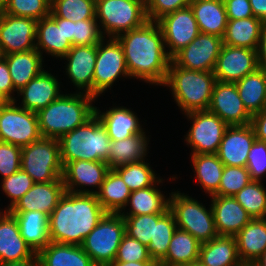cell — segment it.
<instances>
[{
  "label": "cell",
  "mask_w": 266,
  "mask_h": 266,
  "mask_svg": "<svg viewBox=\"0 0 266 266\" xmlns=\"http://www.w3.org/2000/svg\"><path fill=\"white\" fill-rule=\"evenodd\" d=\"M125 56L130 79L162 86L166 80L171 57L165 47L162 30L156 21H147L117 37Z\"/></svg>",
  "instance_id": "cell-1"
},
{
  "label": "cell",
  "mask_w": 266,
  "mask_h": 266,
  "mask_svg": "<svg viewBox=\"0 0 266 266\" xmlns=\"http://www.w3.org/2000/svg\"><path fill=\"white\" fill-rule=\"evenodd\" d=\"M106 213L96 194L65 191L49 215L50 242L81 246Z\"/></svg>",
  "instance_id": "cell-2"
},
{
  "label": "cell",
  "mask_w": 266,
  "mask_h": 266,
  "mask_svg": "<svg viewBox=\"0 0 266 266\" xmlns=\"http://www.w3.org/2000/svg\"><path fill=\"white\" fill-rule=\"evenodd\" d=\"M95 101L97 99L87 93H62L36 113L41 136L59 139L83 125L95 114Z\"/></svg>",
  "instance_id": "cell-3"
},
{
  "label": "cell",
  "mask_w": 266,
  "mask_h": 266,
  "mask_svg": "<svg viewBox=\"0 0 266 266\" xmlns=\"http://www.w3.org/2000/svg\"><path fill=\"white\" fill-rule=\"evenodd\" d=\"M216 81L214 72L188 70L171 61L162 86L169 88L181 113L187 114L208 110Z\"/></svg>",
  "instance_id": "cell-4"
},
{
  "label": "cell",
  "mask_w": 266,
  "mask_h": 266,
  "mask_svg": "<svg viewBox=\"0 0 266 266\" xmlns=\"http://www.w3.org/2000/svg\"><path fill=\"white\" fill-rule=\"evenodd\" d=\"M58 141L63 166L75 160L108 162L111 140L96 114Z\"/></svg>",
  "instance_id": "cell-5"
},
{
  "label": "cell",
  "mask_w": 266,
  "mask_h": 266,
  "mask_svg": "<svg viewBox=\"0 0 266 266\" xmlns=\"http://www.w3.org/2000/svg\"><path fill=\"white\" fill-rule=\"evenodd\" d=\"M169 194V211L174 215L177 228L190 233L200 243L218 236L211 204L207 209L198 199L178 190Z\"/></svg>",
  "instance_id": "cell-6"
},
{
  "label": "cell",
  "mask_w": 266,
  "mask_h": 266,
  "mask_svg": "<svg viewBox=\"0 0 266 266\" xmlns=\"http://www.w3.org/2000/svg\"><path fill=\"white\" fill-rule=\"evenodd\" d=\"M96 20L103 37L141 27L148 21L146 0H104L96 4Z\"/></svg>",
  "instance_id": "cell-7"
},
{
  "label": "cell",
  "mask_w": 266,
  "mask_h": 266,
  "mask_svg": "<svg viewBox=\"0 0 266 266\" xmlns=\"http://www.w3.org/2000/svg\"><path fill=\"white\" fill-rule=\"evenodd\" d=\"M125 234L124 218L119 213H106L81 246L95 266H110Z\"/></svg>",
  "instance_id": "cell-8"
},
{
  "label": "cell",
  "mask_w": 266,
  "mask_h": 266,
  "mask_svg": "<svg viewBox=\"0 0 266 266\" xmlns=\"http://www.w3.org/2000/svg\"><path fill=\"white\" fill-rule=\"evenodd\" d=\"M21 169L34 183L56 181L63 176L58 139L41 138L22 147Z\"/></svg>",
  "instance_id": "cell-9"
},
{
  "label": "cell",
  "mask_w": 266,
  "mask_h": 266,
  "mask_svg": "<svg viewBox=\"0 0 266 266\" xmlns=\"http://www.w3.org/2000/svg\"><path fill=\"white\" fill-rule=\"evenodd\" d=\"M123 77L130 79L121 43L115 37H104L97 44V56L93 77V96L96 99L111 90ZM104 93V94H103Z\"/></svg>",
  "instance_id": "cell-10"
},
{
  "label": "cell",
  "mask_w": 266,
  "mask_h": 266,
  "mask_svg": "<svg viewBox=\"0 0 266 266\" xmlns=\"http://www.w3.org/2000/svg\"><path fill=\"white\" fill-rule=\"evenodd\" d=\"M184 116L191 121L184 137L186 145L191 148L190 155L216 154L229 126L209 110L193 111Z\"/></svg>",
  "instance_id": "cell-11"
},
{
  "label": "cell",
  "mask_w": 266,
  "mask_h": 266,
  "mask_svg": "<svg viewBox=\"0 0 266 266\" xmlns=\"http://www.w3.org/2000/svg\"><path fill=\"white\" fill-rule=\"evenodd\" d=\"M41 138L35 112L18 106L17 101L0 107V141L22 148Z\"/></svg>",
  "instance_id": "cell-12"
},
{
  "label": "cell",
  "mask_w": 266,
  "mask_h": 266,
  "mask_svg": "<svg viewBox=\"0 0 266 266\" xmlns=\"http://www.w3.org/2000/svg\"><path fill=\"white\" fill-rule=\"evenodd\" d=\"M223 46V38L200 33L186 47L177 52L171 61L188 70L213 72Z\"/></svg>",
  "instance_id": "cell-13"
},
{
  "label": "cell",
  "mask_w": 266,
  "mask_h": 266,
  "mask_svg": "<svg viewBox=\"0 0 266 266\" xmlns=\"http://www.w3.org/2000/svg\"><path fill=\"white\" fill-rule=\"evenodd\" d=\"M157 22L163 33L166 51L171 58L200 34L190 6L169 13Z\"/></svg>",
  "instance_id": "cell-14"
},
{
  "label": "cell",
  "mask_w": 266,
  "mask_h": 266,
  "mask_svg": "<svg viewBox=\"0 0 266 266\" xmlns=\"http://www.w3.org/2000/svg\"><path fill=\"white\" fill-rule=\"evenodd\" d=\"M110 169L105 161L67 162L63 166L62 176L65 191L77 194H96Z\"/></svg>",
  "instance_id": "cell-15"
},
{
  "label": "cell",
  "mask_w": 266,
  "mask_h": 266,
  "mask_svg": "<svg viewBox=\"0 0 266 266\" xmlns=\"http://www.w3.org/2000/svg\"><path fill=\"white\" fill-rule=\"evenodd\" d=\"M37 21L0 13V56L36 49Z\"/></svg>",
  "instance_id": "cell-16"
},
{
  "label": "cell",
  "mask_w": 266,
  "mask_h": 266,
  "mask_svg": "<svg viewBox=\"0 0 266 266\" xmlns=\"http://www.w3.org/2000/svg\"><path fill=\"white\" fill-rule=\"evenodd\" d=\"M258 68L257 50L223 44L213 72L217 81L235 83Z\"/></svg>",
  "instance_id": "cell-17"
},
{
  "label": "cell",
  "mask_w": 266,
  "mask_h": 266,
  "mask_svg": "<svg viewBox=\"0 0 266 266\" xmlns=\"http://www.w3.org/2000/svg\"><path fill=\"white\" fill-rule=\"evenodd\" d=\"M208 110L228 126L251 124L252 115L242 103L235 83L216 81Z\"/></svg>",
  "instance_id": "cell-18"
},
{
  "label": "cell",
  "mask_w": 266,
  "mask_h": 266,
  "mask_svg": "<svg viewBox=\"0 0 266 266\" xmlns=\"http://www.w3.org/2000/svg\"><path fill=\"white\" fill-rule=\"evenodd\" d=\"M97 56V45L72 46L61 59L69 82L78 93H87L93 96V77Z\"/></svg>",
  "instance_id": "cell-19"
},
{
  "label": "cell",
  "mask_w": 266,
  "mask_h": 266,
  "mask_svg": "<svg viewBox=\"0 0 266 266\" xmlns=\"http://www.w3.org/2000/svg\"><path fill=\"white\" fill-rule=\"evenodd\" d=\"M59 81L57 75L55 76L50 70L44 69L38 76L17 91L15 101H19L21 98L18 106L37 113L63 93L60 85L62 82Z\"/></svg>",
  "instance_id": "cell-20"
},
{
  "label": "cell",
  "mask_w": 266,
  "mask_h": 266,
  "mask_svg": "<svg viewBox=\"0 0 266 266\" xmlns=\"http://www.w3.org/2000/svg\"><path fill=\"white\" fill-rule=\"evenodd\" d=\"M255 140L251 124L229 126L216 154L224 166L246 167L247 156Z\"/></svg>",
  "instance_id": "cell-21"
},
{
  "label": "cell",
  "mask_w": 266,
  "mask_h": 266,
  "mask_svg": "<svg viewBox=\"0 0 266 266\" xmlns=\"http://www.w3.org/2000/svg\"><path fill=\"white\" fill-rule=\"evenodd\" d=\"M64 193L62 178L52 182L34 183L9 211L11 213L39 211L49 216Z\"/></svg>",
  "instance_id": "cell-22"
},
{
  "label": "cell",
  "mask_w": 266,
  "mask_h": 266,
  "mask_svg": "<svg viewBox=\"0 0 266 266\" xmlns=\"http://www.w3.org/2000/svg\"><path fill=\"white\" fill-rule=\"evenodd\" d=\"M35 254L21 236L15 216L9 210H0V263L23 261Z\"/></svg>",
  "instance_id": "cell-23"
},
{
  "label": "cell",
  "mask_w": 266,
  "mask_h": 266,
  "mask_svg": "<svg viewBox=\"0 0 266 266\" xmlns=\"http://www.w3.org/2000/svg\"><path fill=\"white\" fill-rule=\"evenodd\" d=\"M218 235L235 236L252 218L233 196H210Z\"/></svg>",
  "instance_id": "cell-24"
},
{
  "label": "cell",
  "mask_w": 266,
  "mask_h": 266,
  "mask_svg": "<svg viewBox=\"0 0 266 266\" xmlns=\"http://www.w3.org/2000/svg\"><path fill=\"white\" fill-rule=\"evenodd\" d=\"M114 105L113 103V106L106 111L95 106V114L106 128L111 141L123 140L145 132L146 129L132 108Z\"/></svg>",
  "instance_id": "cell-25"
},
{
  "label": "cell",
  "mask_w": 266,
  "mask_h": 266,
  "mask_svg": "<svg viewBox=\"0 0 266 266\" xmlns=\"http://www.w3.org/2000/svg\"><path fill=\"white\" fill-rule=\"evenodd\" d=\"M72 46L63 32V18L49 15L37 21L36 49L42 56L47 54L61 60Z\"/></svg>",
  "instance_id": "cell-26"
},
{
  "label": "cell",
  "mask_w": 266,
  "mask_h": 266,
  "mask_svg": "<svg viewBox=\"0 0 266 266\" xmlns=\"http://www.w3.org/2000/svg\"><path fill=\"white\" fill-rule=\"evenodd\" d=\"M163 182L164 179L160 178L152 186L132 191L126 207L119 214L121 216H136L167 213L169 211L170 197L167 196V193L165 196L163 191L160 190L159 186H163ZM127 207L129 208L127 209Z\"/></svg>",
  "instance_id": "cell-27"
},
{
  "label": "cell",
  "mask_w": 266,
  "mask_h": 266,
  "mask_svg": "<svg viewBox=\"0 0 266 266\" xmlns=\"http://www.w3.org/2000/svg\"><path fill=\"white\" fill-rule=\"evenodd\" d=\"M6 60L14 89L19 91L30 80L38 76L45 67L44 56L37 50L2 55Z\"/></svg>",
  "instance_id": "cell-28"
},
{
  "label": "cell",
  "mask_w": 266,
  "mask_h": 266,
  "mask_svg": "<svg viewBox=\"0 0 266 266\" xmlns=\"http://www.w3.org/2000/svg\"><path fill=\"white\" fill-rule=\"evenodd\" d=\"M239 258L252 264L266 251V218L252 219L236 235Z\"/></svg>",
  "instance_id": "cell-29"
},
{
  "label": "cell",
  "mask_w": 266,
  "mask_h": 266,
  "mask_svg": "<svg viewBox=\"0 0 266 266\" xmlns=\"http://www.w3.org/2000/svg\"><path fill=\"white\" fill-rule=\"evenodd\" d=\"M199 262L203 266H242L235 236L218 235L201 243Z\"/></svg>",
  "instance_id": "cell-30"
},
{
  "label": "cell",
  "mask_w": 266,
  "mask_h": 266,
  "mask_svg": "<svg viewBox=\"0 0 266 266\" xmlns=\"http://www.w3.org/2000/svg\"><path fill=\"white\" fill-rule=\"evenodd\" d=\"M190 8L200 33L223 37L228 23L223 0H193Z\"/></svg>",
  "instance_id": "cell-31"
},
{
  "label": "cell",
  "mask_w": 266,
  "mask_h": 266,
  "mask_svg": "<svg viewBox=\"0 0 266 266\" xmlns=\"http://www.w3.org/2000/svg\"><path fill=\"white\" fill-rule=\"evenodd\" d=\"M144 133L136 134L123 140L111 141L108 153V166L115 167L139 162L148 157L150 138Z\"/></svg>",
  "instance_id": "cell-32"
},
{
  "label": "cell",
  "mask_w": 266,
  "mask_h": 266,
  "mask_svg": "<svg viewBox=\"0 0 266 266\" xmlns=\"http://www.w3.org/2000/svg\"><path fill=\"white\" fill-rule=\"evenodd\" d=\"M40 266H95L82 246L49 242L38 253Z\"/></svg>",
  "instance_id": "cell-33"
},
{
  "label": "cell",
  "mask_w": 266,
  "mask_h": 266,
  "mask_svg": "<svg viewBox=\"0 0 266 266\" xmlns=\"http://www.w3.org/2000/svg\"><path fill=\"white\" fill-rule=\"evenodd\" d=\"M17 219L21 236L38 253L49 242V216L39 211L12 213Z\"/></svg>",
  "instance_id": "cell-34"
},
{
  "label": "cell",
  "mask_w": 266,
  "mask_h": 266,
  "mask_svg": "<svg viewBox=\"0 0 266 266\" xmlns=\"http://www.w3.org/2000/svg\"><path fill=\"white\" fill-rule=\"evenodd\" d=\"M264 23L257 17L228 20L223 44L257 50Z\"/></svg>",
  "instance_id": "cell-35"
},
{
  "label": "cell",
  "mask_w": 266,
  "mask_h": 266,
  "mask_svg": "<svg viewBox=\"0 0 266 266\" xmlns=\"http://www.w3.org/2000/svg\"><path fill=\"white\" fill-rule=\"evenodd\" d=\"M201 243L190 233L177 228L169 243L166 257L158 266H185L199 261Z\"/></svg>",
  "instance_id": "cell-36"
},
{
  "label": "cell",
  "mask_w": 266,
  "mask_h": 266,
  "mask_svg": "<svg viewBox=\"0 0 266 266\" xmlns=\"http://www.w3.org/2000/svg\"><path fill=\"white\" fill-rule=\"evenodd\" d=\"M195 180L207 196H213L219 189L224 164L217 154L190 155Z\"/></svg>",
  "instance_id": "cell-37"
},
{
  "label": "cell",
  "mask_w": 266,
  "mask_h": 266,
  "mask_svg": "<svg viewBox=\"0 0 266 266\" xmlns=\"http://www.w3.org/2000/svg\"><path fill=\"white\" fill-rule=\"evenodd\" d=\"M239 96L247 111L254 115L265 109L266 104V70L258 68L235 82Z\"/></svg>",
  "instance_id": "cell-38"
},
{
  "label": "cell",
  "mask_w": 266,
  "mask_h": 266,
  "mask_svg": "<svg viewBox=\"0 0 266 266\" xmlns=\"http://www.w3.org/2000/svg\"><path fill=\"white\" fill-rule=\"evenodd\" d=\"M131 190L120 175L110 169L96 193V197L107 213H120L127 205Z\"/></svg>",
  "instance_id": "cell-39"
},
{
  "label": "cell",
  "mask_w": 266,
  "mask_h": 266,
  "mask_svg": "<svg viewBox=\"0 0 266 266\" xmlns=\"http://www.w3.org/2000/svg\"><path fill=\"white\" fill-rule=\"evenodd\" d=\"M143 159L139 162L121 165L113 168L122 178L124 183L132 191L143 189L154 185L161 176L153 171V167Z\"/></svg>",
  "instance_id": "cell-40"
},
{
  "label": "cell",
  "mask_w": 266,
  "mask_h": 266,
  "mask_svg": "<svg viewBox=\"0 0 266 266\" xmlns=\"http://www.w3.org/2000/svg\"><path fill=\"white\" fill-rule=\"evenodd\" d=\"M233 197L252 219L266 218V188L262 182L250 181Z\"/></svg>",
  "instance_id": "cell-41"
},
{
  "label": "cell",
  "mask_w": 266,
  "mask_h": 266,
  "mask_svg": "<svg viewBox=\"0 0 266 266\" xmlns=\"http://www.w3.org/2000/svg\"><path fill=\"white\" fill-rule=\"evenodd\" d=\"M176 229L177 224L174 215L170 211L155 224L154 239L150 240L148 252L156 265L166 257L169 243Z\"/></svg>",
  "instance_id": "cell-42"
},
{
  "label": "cell",
  "mask_w": 266,
  "mask_h": 266,
  "mask_svg": "<svg viewBox=\"0 0 266 266\" xmlns=\"http://www.w3.org/2000/svg\"><path fill=\"white\" fill-rule=\"evenodd\" d=\"M95 7L91 0H57L50 7V16L73 22L96 19Z\"/></svg>",
  "instance_id": "cell-43"
},
{
  "label": "cell",
  "mask_w": 266,
  "mask_h": 266,
  "mask_svg": "<svg viewBox=\"0 0 266 266\" xmlns=\"http://www.w3.org/2000/svg\"><path fill=\"white\" fill-rule=\"evenodd\" d=\"M166 213L122 216L125 222V233L148 247L154 239L155 224Z\"/></svg>",
  "instance_id": "cell-44"
},
{
  "label": "cell",
  "mask_w": 266,
  "mask_h": 266,
  "mask_svg": "<svg viewBox=\"0 0 266 266\" xmlns=\"http://www.w3.org/2000/svg\"><path fill=\"white\" fill-rule=\"evenodd\" d=\"M251 181L246 167L224 166L218 191L214 195L234 196Z\"/></svg>",
  "instance_id": "cell-45"
},
{
  "label": "cell",
  "mask_w": 266,
  "mask_h": 266,
  "mask_svg": "<svg viewBox=\"0 0 266 266\" xmlns=\"http://www.w3.org/2000/svg\"><path fill=\"white\" fill-rule=\"evenodd\" d=\"M50 7L46 0H9L4 13L39 21L50 15Z\"/></svg>",
  "instance_id": "cell-46"
},
{
  "label": "cell",
  "mask_w": 266,
  "mask_h": 266,
  "mask_svg": "<svg viewBox=\"0 0 266 266\" xmlns=\"http://www.w3.org/2000/svg\"><path fill=\"white\" fill-rule=\"evenodd\" d=\"M1 188L3 194L9 198L10 202L5 209H11L15 203L33 186L34 181L32 178L22 169H19L16 173L1 179Z\"/></svg>",
  "instance_id": "cell-47"
},
{
  "label": "cell",
  "mask_w": 266,
  "mask_h": 266,
  "mask_svg": "<svg viewBox=\"0 0 266 266\" xmlns=\"http://www.w3.org/2000/svg\"><path fill=\"white\" fill-rule=\"evenodd\" d=\"M246 168L251 181L263 182L266 177V142L256 139L249 150ZM263 179V180H262Z\"/></svg>",
  "instance_id": "cell-48"
},
{
  "label": "cell",
  "mask_w": 266,
  "mask_h": 266,
  "mask_svg": "<svg viewBox=\"0 0 266 266\" xmlns=\"http://www.w3.org/2000/svg\"><path fill=\"white\" fill-rule=\"evenodd\" d=\"M153 261L149 255L148 247L136 239L125 234L118 247L114 262Z\"/></svg>",
  "instance_id": "cell-49"
},
{
  "label": "cell",
  "mask_w": 266,
  "mask_h": 266,
  "mask_svg": "<svg viewBox=\"0 0 266 266\" xmlns=\"http://www.w3.org/2000/svg\"><path fill=\"white\" fill-rule=\"evenodd\" d=\"M103 38L96 19L74 22L73 46L97 45Z\"/></svg>",
  "instance_id": "cell-50"
},
{
  "label": "cell",
  "mask_w": 266,
  "mask_h": 266,
  "mask_svg": "<svg viewBox=\"0 0 266 266\" xmlns=\"http://www.w3.org/2000/svg\"><path fill=\"white\" fill-rule=\"evenodd\" d=\"M22 148L0 141V176L9 177L21 169Z\"/></svg>",
  "instance_id": "cell-51"
},
{
  "label": "cell",
  "mask_w": 266,
  "mask_h": 266,
  "mask_svg": "<svg viewBox=\"0 0 266 266\" xmlns=\"http://www.w3.org/2000/svg\"><path fill=\"white\" fill-rule=\"evenodd\" d=\"M193 0H146L149 21H158L163 16L190 6Z\"/></svg>",
  "instance_id": "cell-52"
},
{
  "label": "cell",
  "mask_w": 266,
  "mask_h": 266,
  "mask_svg": "<svg viewBox=\"0 0 266 266\" xmlns=\"http://www.w3.org/2000/svg\"><path fill=\"white\" fill-rule=\"evenodd\" d=\"M228 20H237L253 17L249 0H223Z\"/></svg>",
  "instance_id": "cell-53"
},
{
  "label": "cell",
  "mask_w": 266,
  "mask_h": 266,
  "mask_svg": "<svg viewBox=\"0 0 266 266\" xmlns=\"http://www.w3.org/2000/svg\"><path fill=\"white\" fill-rule=\"evenodd\" d=\"M0 92L9 100L15 101L14 85L11 79V75L7 66L6 60L0 56ZM14 95V96H13Z\"/></svg>",
  "instance_id": "cell-54"
},
{
  "label": "cell",
  "mask_w": 266,
  "mask_h": 266,
  "mask_svg": "<svg viewBox=\"0 0 266 266\" xmlns=\"http://www.w3.org/2000/svg\"><path fill=\"white\" fill-rule=\"evenodd\" d=\"M251 125L254 129L256 139L266 142V108L252 115Z\"/></svg>",
  "instance_id": "cell-55"
},
{
  "label": "cell",
  "mask_w": 266,
  "mask_h": 266,
  "mask_svg": "<svg viewBox=\"0 0 266 266\" xmlns=\"http://www.w3.org/2000/svg\"><path fill=\"white\" fill-rule=\"evenodd\" d=\"M259 68L266 70V24L263 25L257 49Z\"/></svg>",
  "instance_id": "cell-56"
},
{
  "label": "cell",
  "mask_w": 266,
  "mask_h": 266,
  "mask_svg": "<svg viewBox=\"0 0 266 266\" xmlns=\"http://www.w3.org/2000/svg\"><path fill=\"white\" fill-rule=\"evenodd\" d=\"M254 17L266 24V0H249Z\"/></svg>",
  "instance_id": "cell-57"
},
{
  "label": "cell",
  "mask_w": 266,
  "mask_h": 266,
  "mask_svg": "<svg viewBox=\"0 0 266 266\" xmlns=\"http://www.w3.org/2000/svg\"><path fill=\"white\" fill-rule=\"evenodd\" d=\"M0 266H40V262L36 253L32 258L18 262H3Z\"/></svg>",
  "instance_id": "cell-58"
},
{
  "label": "cell",
  "mask_w": 266,
  "mask_h": 266,
  "mask_svg": "<svg viewBox=\"0 0 266 266\" xmlns=\"http://www.w3.org/2000/svg\"><path fill=\"white\" fill-rule=\"evenodd\" d=\"M63 32L65 37L73 45L74 22L63 18Z\"/></svg>",
  "instance_id": "cell-59"
},
{
  "label": "cell",
  "mask_w": 266,
  "mask_h": 266,
  "mask_svg": "<svg viewBox=\"0 0 266 266\" xmlns=\"http://www.w3.org/2000/svg\"><path fill=\"white\" fill-rule=\"evenodd\" d=\"M110 266H157L153 261L113 262Z\"/></svg>",
  "instance_id": "cell-60"
},
{
  "label": "cell",
  "mask_w": 266,
  "mask_h": 266,
  "mask_svg": "<svg viewBox=\"0 0 266 266\" xmlns=\"http://www.w3.org/2000/svg\"><path fill=\"white\" fill-rule=\"evenodd\" d=\"M253 266H266V251L252 263Z\"/></svg>",
  "instance_id": "cell-61"
},
{
  "label": "cell",
  "mask_w": 266,
  "mask_h": 266,
  "mask_svg": "<svg viewBox=\"0 0 266 266\" xmlns=\"http://www.w3.org/2000/svg\"><path fill=\"white\" fill-rule=\"evenodd\" d=\"M9 0H0V13L4 12L7 8Z\"/></svg>",
  "instance_id": "cell-62"
},
{
  "label": "cell",
  "mask_w": 266,
  "mask_h": 266,
  "mask_svg": "<svg viewBox=\"0 0 266 266\" xmlns=\"http://www.w3.org/2000/svg\"><path fill=\"white\" fill-rule=\"evenodd\" d=\"M9 100L0 92V107L6 105Z\"/></svg>",
  "instance_id": "cell-63"
},
{
  "label": "cell",
  "mask_w": 266,
  "mask_h": 266,
  "mask_svg": "<svg viewBox=\"0 0 266 266\" xmlns=\"http://www.w3.org/2000/svg\"><path fill=\"white\" fill-rule=\"evenodd\" d=\"M185 266H203V265L198 261V262L191 263V264H188V265H185Z\"/></svg>",
  "instance_id": "cell-64"
},
{
  "label": "cell",
  "mask_w": 266,
  "mask_h": 266,
  "mask_svg": "<svg viewBox=\"0 0 266 266\" xmlns=\"http://www.w3.org/2000/svg\"><path fill=\"white\" fill-rule=\"evenodd\" d=\"M95 5L104 0H91Z\"/></svg>",
  "instance_id": "cell-65"
},
{
  "label": "cell",
  "mask_w": 266,
  "mask_h": 266,
  "mask_svg": "<svg viewBox=\"0 0 266 266\" xmlns=\"http://www.w3.org/2000/svg\"><path fill=\"white\" fill-rule=\"evenodd\" d=\"M50 5H52L57 0H46Z\"/></svg>",
  "instance_id": "cell-66"
},
{
  "label": "cell",
  "mask_w": 266,
  "mask_h": 266,
  "mask_svg": "<svg viewBox=\"0 0 266 266\" xmlns=\"http://www.w3.org/2000/svg\"><path fill=\"white\" fill-rule=\"evenodd\" d=\"M242 266H253L252 264H243Z\"/></svg>",
  "instance_id": "cell-67"
}]
</instances>
